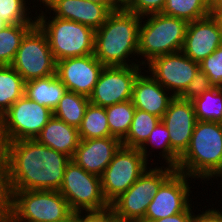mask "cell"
I'll return each instance as SVG.
<instances>
[{"mask_svg":"<svg viewBox=\"0 0 222 222\" xmlns=\"http://www.w3.org/2000/svg\"><path fill=\"white\" fill-rule=\"evenodd\" d=\"M35 140L72 159L80 142V137L78 128L68 125L53 115Z\"/></svg>","mask_w":222,"mask_h":222,"instance_id":"21","label":"cell"},{"mask_svg":"<svg viewBox=\"0 0 222 222\" xmlns=\"http://www.w3.org/2000/svg\"><path fill=\"white\" fill-rule=\"evenodd\" d=\"M212 88L213 85L211 84L209 77L204 71L199 69L179 98L191 101Z\"/></svg>","mask_w":222,"mask_h":222,"instance_id":"34","label":"cell"},{"mask_svg":"<svg viewBox=\"0 0 222 222\" xmlns=\"http://www.w3.org/2000/svg\"><path fill=\"white\" fill-rule=\"evenodd\" d=\"M161 121L169 131L172 151L180 158L190 144L197 121L192 101L175 97Z\"/></svg>","mask_w":222,"mask_h":222,"instance_id":"17","label":"cell"},{"mask_svg":"<svg viewBox=\"0 0 222 222\" xmlns=\"http://www.w3.org/2000/svg\"><path fill=\"white\" fill-rule=\"evenodd\" d=\"M218 177V178H217ZM219 178H221V179H219ZM214 179H216L217 181L218 180H221V184H222V170L219 172V174L214 178Z\"/></svg>","mask_w":222,"mask_h":222,"instance_id":"47","label":"cell"},{"mask_svg":"<svg viewBox=\"0 0 222 222\" xmlns=\"http://www.w3.org/2000/svg\"><path fill=\"white\" fill-rule=\"evenodd\" d=\"M25 81L11 65L0 66V118L22 96Z\"/></svg>","mask_w":222,"mask_h":222,"instance_id":"23","label":"cell"},{"mask_svg":"<svg viewBox=\"0 0 222 222\" xmlns=\"http://www.w3.org/2000/svg\"><path fill=\"white\" fill-rule=\"evenodd\" d=\"M175 169L194 180H214L222 170V123L197 120L190 144Z\"/></svg>","mask_w":222,"mask_h":222,"instance_id":"3","label":"cell"},{"mask_svg":"<svg viewBox=\"0 0 222 222\" xmlns=\"http://www.w3.org/2000/svg\"><path fill=\"white\" fill-rule=\"evenodd\" d=\"M191 222H222V211L211 206V208L205 211L203 210V212L198 215H194L193 212Z\"/></svg>","mask_w":222,"mask_h":222,"instance_id":"38","label":"cell"},{"mask_svg":"<svg viewBox=\"0 0 222 222\" xmlns=\"http://www.w3.org/2000/svg\"><path fill=\"white\" fill-rule=\"evenodd\" d=\"M67 91L66 86L54 74L25 82L24 95L30 100L54 111Z\"/></svg>","mask_w":222,"mask_h":222,"instance_id":"22","label":"cell"},{"mask_svg":"<svg viewBox=\"0 0 222 222\" xmlns=\"http://www.w3.org/2000/svg\"><path fill=\"white\" fill-rule=\"evenodd\" d=\"M36 15V24L45 33L55 61L94 54L95 30L84 24L50 16L47 10ZM51 19V20H50Z\"/></svg>","mask_w":222,"mask_h":222,"instance_id":"5","label":"cell"},{"mask_svg":"<svg viewBox=\"0 0 222 222\" xmlns=\"http://www.w3.org/2000/svg\"><path fill=\"white\" fill-rule=\"evenodd\" d=\"M147 146L149 148L151 147L150 150H152V148L154 150L156 148L160 149L161 152L159 153V155L162 157V160H164V164L176 168L179 161V157L171 149L169 131L162 121H160L156 125L147 141L139 149L140 152L144 155L145 159L147 161H150L148 160V157L150 156V154H152V151H148L149 148ZM148 152H150V154Z\"/></svg>","mask_w":222,"mask_h":222,"instance_id":"29","label":"cell"},{"mask_svg":"<svg viewBox=\"0 0 222 222\" xmlns=\"http://www.w3.org/2000/svg\"><path fill=\"white\" fill-rule=\"evenodd\" d=\"M11 209V190L8 173H0V222H8Z\"/></svg>","mask_w":222,"mask_h":222,"instance_id":"36","label":"cell"},{"mask_svg":"<svg viewBox=\"0 0 222 222\" xmlns=\"http://www.w3.org/2000/svg\"><path fill=\"white\" fill-rule=\"evenodd\" d=\"M29 5L28 0H0V18L7 25L36 23V17L31 15L32 18L29 17L31 13Z\"/></svg>","mask_w":222,"mask_h":222,"instance_id":"32","label":"cell"},{"mask_svg":"<svg viewBox=\"0 0 222 222\" xmlns=\"http://www.w3.org/2000/svg\"><path fill=\"white\" fill-rule=\"evenodd\" d=\"M11 66L25 82L56 74V61L47 37L37 24L23 37Z\"/></svg>","mask_w":222,"mask_h":222,"instance_id":"10","label":"cell"},{"mask_svg":"<svg viewBox=\"0 0 222 222\" xmlns=\"http://www.w3.org/2000/svg\"><path fill=\"white\" fill-rule=\"evenodd\" d=\"M141 19L125 8L112 11L104 24L95 30L94 56L104 66L140 65L135 56L138 57Z\"/></svg>","mask_w":222,"mask_h":222,"instance_id":"2","label":"cell"},{"mask_svg":"<svg viewBox=\"0 0 222 222\" xmlns=\"http://www.w3.org/2000/svg\"><path fill=\"white\" fill-rule=\"evenodd\" d=\"M52 116L51 109L24 95L1 116L0 137L5 143L35 139Z\"/></svg>","mask_w":222,"mask_h":222,"instance_id":"8","label":"cell"},{"mask_svg":"<svg viewBox=\"0 0 222 222\" xmlns=\"http://www.w3.org/2000/svg\"><path fill=\"white\" fill-rule=\"evenodd\" d=\"M122 142L116 137L80 139L71 159L86 172L101 177Z\"/></svg>","mask_w":222,"mask_h":222,"instance_id":"19","label":"cell"},{"mask_svg":"<svg viewBox=\"0 0 222 222\" xmlns=\"http://www.w3.org/2000/svg\"><path fill=\"white\" fill-rule=\"evenodd\" d=\"M145 16L141 19L138 43V58H145L139 59L143 67L155 57L181 51L188 26L187 21L163 13Z\"/></svg>","mask_w":222,"mask_h":222,"instance_id":"4","label":"cell"},{"mask_svg":"<svg viewBox=\"0 0 222 222\" xmlns=\"http://www.w3.org/2000/svg\"><path fill=\"white\" fill-rule=\"evenodd\" d=\"M141 66H104L89 96L90 103L106 108L131 100L134 82L145 69Z\"/></svg>","mask_w":222,"mask_h":222,"instance_id":"12","label":"cell"},{"mask_svg":"<svg viewBox=\"0 0 222 222\" xmlns=\"http://www.w3.org/2000/svg\"><path fill=\"white\" fill-rule=\"evenodd\" d=\"M103 68L94 54H90L57 61L56 75L68 91L89 98Z\"/></svg>","mask_w":222,"mask_h":222,"instance_id":"15","label":"cell"},{"mask_svg":"<svg viewBox=\"0 0 222 222\" xmlns=\"http://www.w3.org/2000/svg\"><path fill=\"white\" fill-rule=\"evenodd\" d=\"M71 212L68 202L59 191H11L8 222H54Z\"/></svg>","mask_w":222,"mask_h":222,"instance_id":"7","label":"cell"},{"mask_svg":"<svg viewBox=\"0 0 222 222\" xmlns=\"http://www.w3.org/2000/svg\"><path fill=\"white\" fill-rule=\"evenodd\" d=\"M193 216L192 206L190 205L184 212L162 218L154 221H144V222H191Z\"/></svg>","mask_w":222,"mask_h":222,"instance_id":"39","label":"cell"},{"mask_svg":"<svg viewBox=\"0 0 222 222\" xmlns=\"http://www.w3.org/2000/svg\"><path fill=\"white\" fill-rule=\"evenodd\" d=\"M222 12V0H209V15L215 16Z\"/></svg>","mask_w":222,"mask_h":222,"instance_id":"41","label":"cell"},{"mask_svg":"<svg viewBox=\"0 0 222 222\" xmlns=\"http://www.w3.org/2000/svg\"><path fill=\"white\" fill-rule=\"evenodd\" d=\"M117 8H126L133 0H113Z\"/></svg>","mask_w":222,"mask_h":222,"instance_id":"43","label":"cell"},{"mask_svg":"<svg viewBox=\"0 0 222 222\" xmlns=\"http://www.w3.org/2000/svg\"><path fill=\"white\" fill-rule=\"evenodd\" d=\"M162 13L189 23L209 15V0H166Z\"/></svg>","mask_w":222,"mask_h":222,"instance_id":"30","label":"cell"},{"mask_svg":"<svg viewBox=\"0 0 222 222\" xmlns=\"http://www.w3.org/2000/svg\"><path fill=\"white\" fill-rule=\"evenodd\" d=\"M175 171V167H165L164 164L147 169L126 192L110 204L117 221L144 222L151 199Z\"/></svg>","mask_w":222,"mask_h":222,"instance_id":"6","label":"cell"},{"mask_svg":"<svg viewBox=\"0 0 222 222\" xmlns=\"http://www.w3.org/2000/svg\"><path fill=\"white\" fill-rule=\"evenodd\" d=\"M89 103L88 97L67 91L54 109L53 115L68 125L78 128Z\"/></svg>","mask_w":222,"mask_h":222,"instance_id":"26","label":"cell"},{"mask_svg":"<svg viewBox=\"0 0 222 222\" xmlns=\"http://www.w3.org/2000/svg\"><path fill=\"white\" fill-rule=\"evenodd\" d=\"M35 24L6 25L0 31V66L12 64L23 37Z\"/></svg>","mask_w":222,"mask_h":222,"instance_id":"27","label":"cell"},{"mask_svg":"<svg viewBox=\"0 0 222 222\" xmlns=\"http://www.w3.org/2000/svg\"><path fill=\"white\" fill-rule=\"evenodd\" d=\"M200 69L209 77L213 87L222 88V45L200 63Z\"/></svg>","mask_w":222,"mask_h":222,"instance_id":"33","label":"cell"},{"mask_svg":"<svg viewBox=\"0 0 222 222\" xmlns=\"http://www.w3.org/2000/svg\"><path fill=\"white\" fill-rule=\"evenodd\" d=\"M144 71L148 75L141 72L137 76L133 86L131 101L136 109L162 118L170 102L175 97L149 75L146 70Z\"/></svg>","mask_w":222,"mask_h":222,"instance_id":"20","label":"cell"},{"mask_svg":"<svg viewBox=\"0 0 222 222\" xmlns=\"http://www.w3.org/2000/svg\"><path fill=\"white\" fill-rule=\"evenodd\" d=\"M222 45V31L217 20L208 15L188 23L181 51L194 62L200 63Z\"/></svg>","mask_w":222,"mask_h":222,"instance_id":"18","label":"cell"},{"mask_svg":"<svg viewBox=\"0 0 222 222\" xmlns=\"http://www.w3.org/2000/svg\"><path fill=\"white\" fill-rule=\"evenodd\" d=\"M59 192L72 211L102 210L110 206L102 192L101 177L86 172L72 160L66 165Z\"/></svg>","mask_w":222,"mask_h":222,"instance_id":"9","label":"cell"},{"mask_svg":"<svg viewBox=\"0 0 222 222\" xmlns=\"http://www.w3.org/2000/svg\"><path fill=\"white\" fill-rule=\"evenodd\" d=\"M161 118L148 112L135 109L127 136L121 141L123 146L140 149Z\"/></svg>","mask_w":222,"mask_h":222,"instance_id":"24","label":"cell"},{"mask_svg":"<svg viewBox=\"0 0 222 222\" xmlns=\"http://www.w3.org/2000/svg\"><path fill=\"white\" fill-rule=\"evenodd\" d=\"M0 173H8L6 165V143L0 137Z\"/></svg>","mask_w":222,"mask_h":222,"instance_id":"40","label":"cell"},{"mask_svg":"<svg viewBox=\"0 0 222 222\" xmlns=\"http://www.w3.org/2000/svg\"><path fill=\"white\" fill-rule=\"evenodd\" d=\"M148 164L139 149L121 145L101 176L102 192L107 202L111 204L126 192L149 168Z\"/></svg>","mask_w":222,"mask_h":222,"instance_id":"11","label":"cell"},{"mask_svg":"<svg viewBox=\"0 0 222 222\" xmlns=\"http://www.w3.org/2000/svg\"><path fill=\"white\" fill-rule=\"evenodd\" d=\"M78 133L80 139L111 137L105 108L89 103Z\"/></svg>","mask_w":222,"mask_h":222,"instance_id":"25","label":"cell"},{"mask_svg":"<svg viewBox=\"0 0 222 222\" xmlns=\"http://www.w3.org/2000/svg\"><path fill=\"white\" fill-rule=\"evenodd\" d=\"M79 222H117V218L109 206L102 210L79 211Z\"/></svg>","mask_w":222,"mask_h":222,"instance_id":"37","label":"cell"},{"mask_svg":"<svg viewBox=\"0 0 222 222\" xmlns=\"http://www.w3.org/2000/svg\"><path fill=\"white\" fill-rule=\"evenodd\" d=\"M135 109L131 100L105 108L111 136L118 138L120 141L127 136Z\"/></svg>","mask_w":222,"mask_h":222,"instance_id":"31","label":"cell"},{"mask_svg":"<svg viewBox=\"0 0 222 222\" xmlns=\"http://www.w3.org/2000/svg\"><path fill=\"white\" fill-rule=\"evenodd\" d=\"M189 178V179H188ZM191 178L175 171L158 189L151 199L144 221H154L184 212L192 203ZM190 199V200H189Z\"/></svg>","mask_w":222,"mask_h":222,"instance_id":"14","label":"cell"},{"mask_svg":"<svg viewBox=\"0 0 222 222\" xmlns=\"http://www.w3.org/2000/svg\"><path fill=\"white\" fill-rule=\"evenodd\" d=\"M7 24L0 18V31L6 26Z\"/></svg>","mask_w":222,"mask_h":222,"instance_id":"46","label":"cell"},{"mask_svg":"<svg viewBox=\"0 0 222 222\" xmlns=\"http://www.w3.org/2000/svg\"><path fill=\"white\" fill-rule=\"evenodd\" d=\"M148 65V66H147ZM146 72L174 97H179L194 78L200 65L182 51L155 57L144 66ZM149 70V71H148Z\"/></svg>","mask_w":222,"mask_h":222,"instance_id":"13","label":"cell"},{"mask_svg":"<svg viewBox=\"0 0 222 222\" xmlns=\"http://www.w3.org/2000/svg\"><path fill=\"white\" fill-rule=\"evenodd\" d=\"M85 1L94 2L100 5H115L113 0H85Z\"/></svg>","mask_w":222,"mask_h":222,"instance_id":"44","label":"cell"},{"mask_svg":"<svg viewBox=\"0 0 222 222\" xmlns=\"http://www.w3.org/2000/svg\"><path fill=\"white\" fill-rule=\"evenodd\" d=\"M214 18L217 20L218 24H219V27L222 31V12L221 13H218L214 16Z\"/></svg>","mask_w":222,"mask_h":222,"instance_id":"45","label":"cell"},{"mask_svg":"<svg viewBox=\"0 0 222 222\" xmlns=\"http://www.w3.org/2000/svg\"><path fill=\"white\" fill-rule=\"evenodd\" d=\"M71 158L38 143L22 139L6 143V165L11 191H59Z\"/></svg>","mask_w":222,"mask_h":222,"instance_id":"1","label":"cell"},{"mask_svg":"<svg viewBox=\"0 0 222 222\" xmlns=\"http://www.w3.org/2000/svg\"><path fill=\"white\" fill-rule=\"evenodd\" d=\"M54 222H79V211H72L68 216Z\"/></svg>","mask_w":222,"mask_h":222,"instance_id":"42","label":"cell"},{"mask_svg":"<svg viewBox=\"0 0 222 222\" xmlns=\"http://www.w3.org/2000/svg\"><path fill=\"white\" fill-rule=\"evenodd\" d=\"M39 5L60 19L75 21L97 30L108 15L117 10L116 5H100L85 0H37ZM43 3V4H42Z\"/></svg>","mask_w":222,"mask_h":222,"instance_id":"16","label":"cell"},{"mask_svg":"<svg viewBox=\"0 0 222 222\" xmlns=\"http://www.w3.org/2000/svg\"><path fill=\"white\" fill-rule=\"evenodd\" d=\"M191 101L196 120L222 123V88L213 87Z\"/></svg>","mask_w":222,"mask_h":222,"instance_id":"28","label":"cell"},{"mask_svg":"<svg viewBox=\"0 0 222 222\" xmlns=\"http://www.w3.org/2000/svg\"><path fill=\"white\" fill-rule=\"evenodd\" d=\"M166 0H133L125 9L139 16L162 13Z\"/></svg>","mask_w":222,"mask_h":222,"instance_id":"35","label":"cell"}]
</instances>
